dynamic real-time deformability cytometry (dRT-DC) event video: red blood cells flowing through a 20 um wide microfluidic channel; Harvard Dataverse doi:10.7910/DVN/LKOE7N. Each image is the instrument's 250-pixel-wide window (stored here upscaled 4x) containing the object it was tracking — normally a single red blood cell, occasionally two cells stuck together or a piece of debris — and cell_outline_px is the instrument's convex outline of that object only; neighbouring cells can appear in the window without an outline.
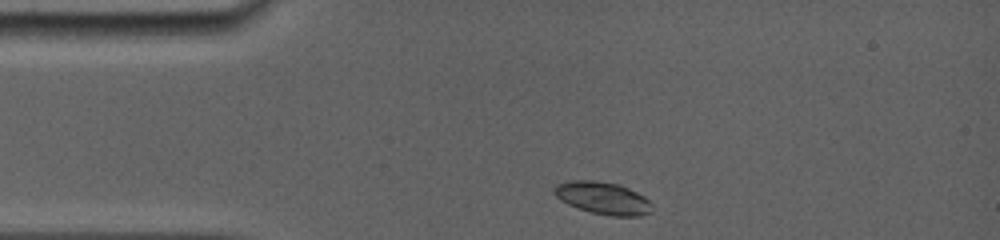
{"species": "common noctule bat (a hibernating species)", "species_latin": "Nyctalus noctula", "temperature_condition": "room temperature", "stored_images_in_passage": 22, "camera_frame_rate_fps": 5000, "um_per_image_px": 0.085, "animal": {"sex": "female", "body_mass_g": 19.0, "forearm_length_mm": 56.7}, "frame": {"image": 1, "passage_image": 1, "time_ms": 0.0, "image_size_px": [1000, 240], "cell_outline_px": [[652, 212], [640, 216], [612, 216], [592, 212], [568, 204], [560, 200], [552, 192], [552, 188], [556, 184], [568, 180], [592, 180], [620, 184], [644, 196], [652, 204]], "centroid_in_image_um": [51.23, 16.82], "position_along_channel_um": 33.8, "area_um2": 18.55}}
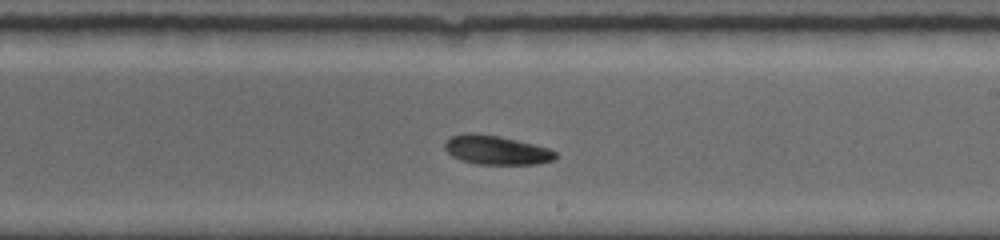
{"frame": {"image": 2, "passage_image": 13, "time_ms": 6.4, "image_size_px": [1000, 240], "cell_outline_px": [[556, 156], [552, 160], [536, 164], [476, 164], [460, 160], [452, 156], [444, 148], [444, 140], [452, 136], [468, 132], [472, 132], [500, 136], [548, 148], [556, 152]], "centroid_in_image_um": [42.12, 12.75], "position_along_channel_um": 246.9, "area_um2": 18.73}}
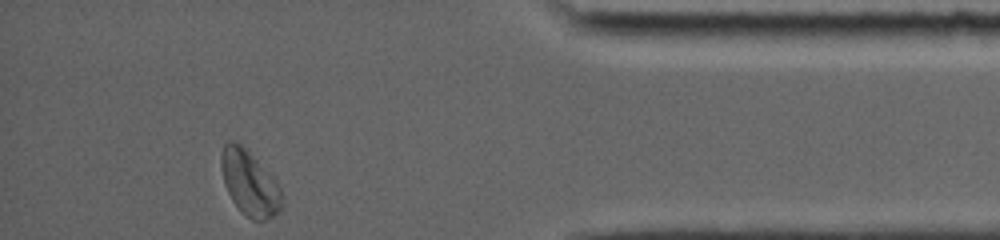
{"frame": {"image": 3, "passage_image": 22, "time_ms": 11.4, "image_size_px": [1000, 240], "cell_outline_px": [[284, 204], [272, 216], [264, 220], [252, 220], [232, 200], [224, 184], [220, 164], [220, 156], [224, 144], [228, 140], [232, 140], [240, 144], [276, 180], [280, 188]], "centroid_in_image_um": [21.2, 15.54], "position_along_channel_um": 414.0, "area_um2": 22.54}, "authors_computed_cell_mechanics": {"area_um2": 18.8428, "velocity_mm_per_s": 3.8416, "shape_relaxation_time_tau1_ms": 2.4795, "shape_relaxation_time_tau2_ms": null, "deformation_change_tau1": 0.0409, "deformation_change_tau2": null}}